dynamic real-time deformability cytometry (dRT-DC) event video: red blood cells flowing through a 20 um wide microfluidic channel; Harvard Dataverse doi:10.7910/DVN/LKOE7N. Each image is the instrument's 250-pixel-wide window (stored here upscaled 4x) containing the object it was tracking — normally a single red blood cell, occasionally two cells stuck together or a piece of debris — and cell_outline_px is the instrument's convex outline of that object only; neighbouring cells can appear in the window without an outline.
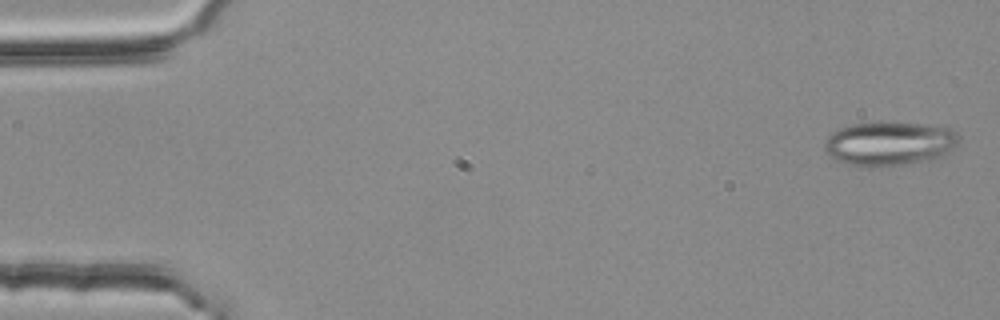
{"species": "common noctule bat (a hibernating species)", "species_latin": "Nyctalus noctula", "temperature_condition": "room temperature", "stored_images_in_passage": 4, "camera_frame_rate_fps": 3000, "um_per_image_px": 0.085, "animal": {"sex": "female", "body_mass_g": 25.1}, "frame": {"image": 1, "passage_image": 1, "time_ms": 0.0, "image_size_px": [1000, 320], "cell_outline_px": [[960, 136], [956, 144], [948, 156], [936, 160], [880, 168], [872, 168], [848, 164], [836, 160], [828, 156], [824, 148], [824, 144], [828, 136], [832, 132], [840, 128], [852, 124], [880, 120], [924, 124], [952, 128]], "centroid_in_image_um": [75.64, 12.21], "position_along_channel_um": 9.4, "area_um2": 35.89}}